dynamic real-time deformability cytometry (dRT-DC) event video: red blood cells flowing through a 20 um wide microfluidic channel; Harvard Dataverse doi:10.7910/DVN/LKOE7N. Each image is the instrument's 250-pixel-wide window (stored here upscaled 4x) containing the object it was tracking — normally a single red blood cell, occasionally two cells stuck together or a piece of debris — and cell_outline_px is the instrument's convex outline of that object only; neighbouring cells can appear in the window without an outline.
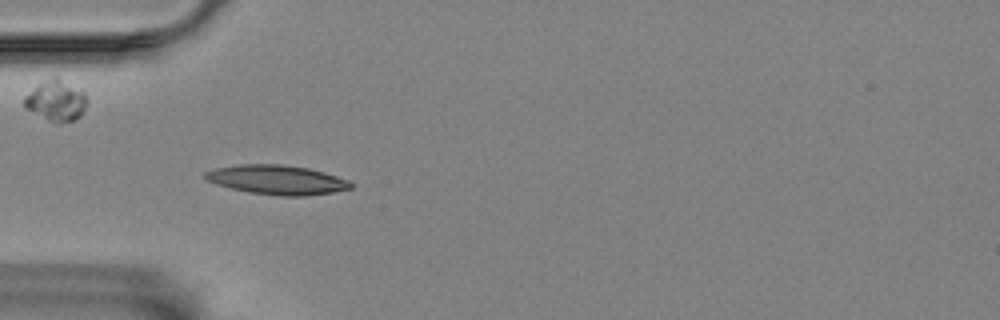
{"species": "Egyptian fruit bat (a non-hibernating species)", "species_latin": "Rousettus aegyptiacus", "temperature_condition": "room temperature", "stored_images_in_passage": 57, "camera_frame_rate_fps": 3000, "um_per_image_px": 0.085, "animal": {"sex": "female"}, "frame": {"image": 1, "passage_image": 17, "time_ms": 5.333, "image_size_px": [1000, 320], "cell_outline_px": [[352, 188], [332, 192], [304, 196], [280, 196], [248, 192], [216, 184], [208, 180], [204, 176], [204, 172], [212, 168], [240, 164], [280, 164], [308, 168], [324, 172], [348, 180], [352, 184]], "centroid_in_image_um": [23.52, 15.28], "position_along_channel_um": 61.5, "area_um2": 24.85}, "authors_computed_cell_mechanics": {"area_um2": 22.7154, "velocity_mm_per_s": 3.4266, "shape_relaxation_time_tau1_ms": 4.3411, "shape_relaxation_time_tau2_ms": 2.412, "deformation_change_tau1": 0.1422, "deformation_change_tau2": 0.0604}}